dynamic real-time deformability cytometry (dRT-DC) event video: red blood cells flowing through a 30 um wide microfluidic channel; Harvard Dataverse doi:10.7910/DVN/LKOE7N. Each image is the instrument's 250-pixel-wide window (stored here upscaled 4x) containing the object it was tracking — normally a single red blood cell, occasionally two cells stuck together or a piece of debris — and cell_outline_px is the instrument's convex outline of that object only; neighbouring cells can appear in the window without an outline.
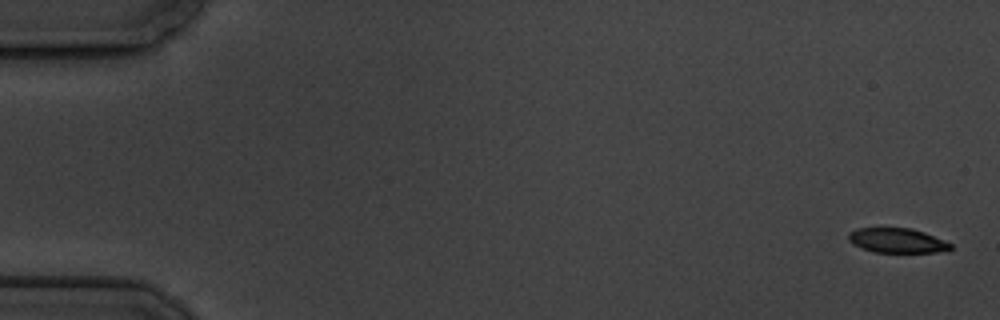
{"species": "common noctule bat (a hibernating species)", "species_latin": "Nyctalus noctula", "temperature_condition": "cold", "stored_images_in_passage": 9, "camera_frame_rate_fps": 3000, "um_per_image_px": 0.085, "animal": {"sex": "male", "body_mass_g": 19.5, "forearm_length_mm": 54.6}, "frame": {"image": 1, "passage_image": 1, "time_ms": 0.0, "image_size_px": [1000, 320], "cell_outline_px": [[952, 248], [948, 252], [876, 252], [860, 248], [852, 244], [848, 240], [848, 232], [856, 228], [912, 228], [924, 232], [944, 240], [952, 244]], "centroid_in_image_um": [76.25, 20.44], "position_along_channel_um": 8.7, "area_um2": 14.85}}
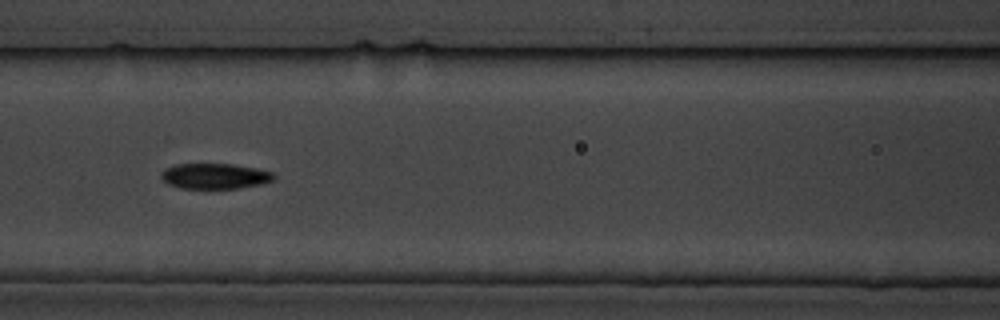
{"frame": {"image": 2, "passage_image": 8, "time_ms": 8.333, "image_size_px": [1000, 320], "cell_outline_px": [[276, 176], [272, 180], [260, 184], [240, 188], [180, 188], [168, 184], [160, 176], [160, 172], [176, 164], [232, 164], [256, 168], [272, 172]], "centroid_in_image_um": [18.26, 14.97], "position_along_channel_um": 148.3, "area_um2": 16.59}}
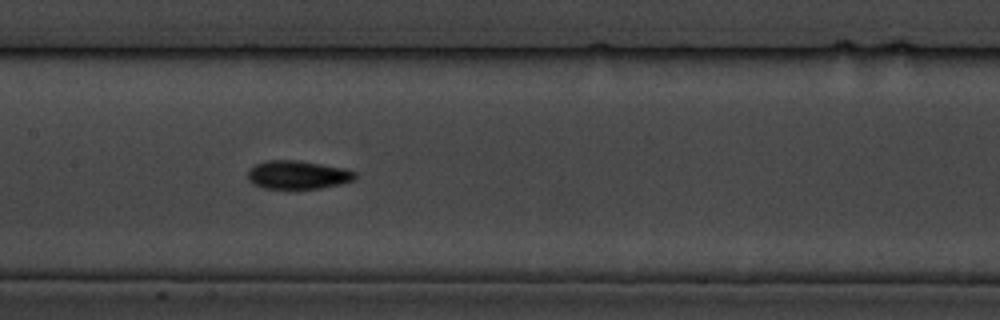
{"frame": {"image": 3, "passage_image": 9, "time_ms": 9.333, "image_size_px": [1000, 320], "cell_outline_px": [[356, 180], [340, 184], [320, 188], [264, 188], [252, 184], [248, 180], [248, 172], [256, 164], [268, 160], [300, 160], [344, 168], [356, 172]], "centroid_in_image_um": [25.33, 14.85], "position_along_channel_um": 182.1, "area_um2": 17.74}}